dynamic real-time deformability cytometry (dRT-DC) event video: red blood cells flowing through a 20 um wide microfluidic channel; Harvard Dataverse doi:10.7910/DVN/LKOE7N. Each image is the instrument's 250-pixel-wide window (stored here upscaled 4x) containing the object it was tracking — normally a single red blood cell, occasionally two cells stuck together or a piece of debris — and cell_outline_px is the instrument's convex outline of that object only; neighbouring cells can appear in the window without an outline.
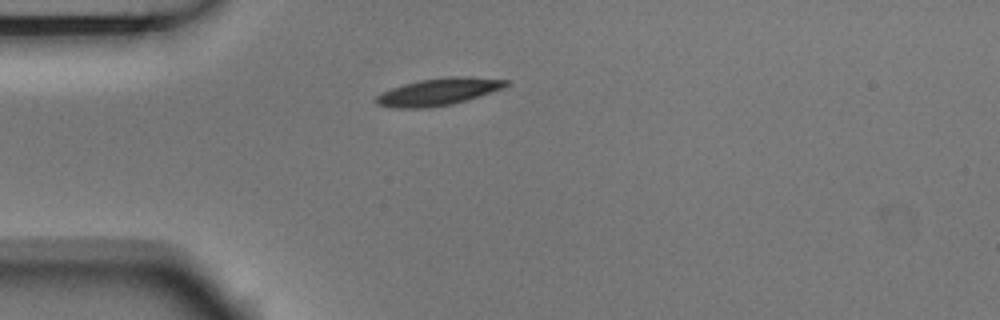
{"species": "Egyptian fruit bat (a non-hibernating species)", "species_latin": "Rousettus aegyptiacus", "temperature_condition": "room temperature", "stored_images_in_passage": 2, "camera_frame_rate_fps": 3000, "um_per_image_px": 0.085, "animal": {"sex": "male"}, "frame": {"image": 1, "passage_image": 1, "time_ms": 0.0, "image_size_px": [1000, 320], "cell_outline_px": [[512, 84], [504, 88], [452, 104], [428, 108], [396, 108], [376, 104], [376, 96], [380, 92], [404, 84], [420, 80], [444, 76], [468, 76], [508, 80]], "centroid_in_image_um": [37.29, 7.79], "position_along_channel_um": 47.7, "area_um2": 20.63}}